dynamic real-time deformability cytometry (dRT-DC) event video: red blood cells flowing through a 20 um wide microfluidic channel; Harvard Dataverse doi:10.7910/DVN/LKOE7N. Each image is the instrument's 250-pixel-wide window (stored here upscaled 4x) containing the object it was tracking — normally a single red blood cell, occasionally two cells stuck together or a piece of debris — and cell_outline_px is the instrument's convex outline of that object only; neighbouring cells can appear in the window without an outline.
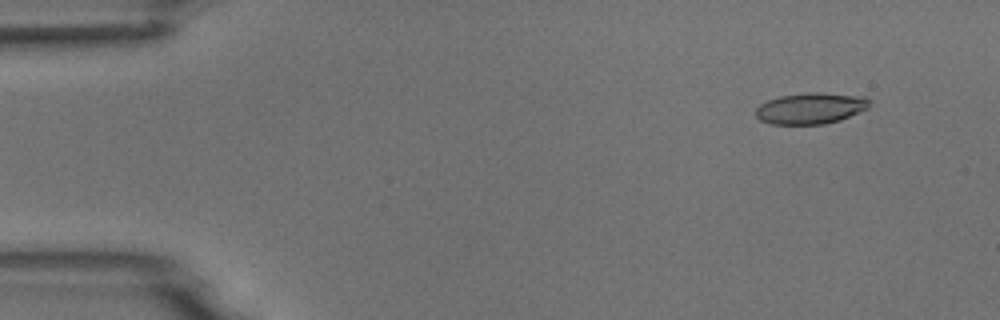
{"species": "common noctule bat (a hibernating species)", "species_latin": "Nyctalus noctula", "temperature_condition": "room temperature", "stored_images_in_passage": 5, "camera_frame_rate_fps": 3000, "um_per_image_px": 0.085, "animal": {"sex": "male", "body_mass_g": 18.8}, "frame": {"image": 1, "passage_image": 2, "time_ms": 1.0, "image_size_px": [1000, 320], "cell_outline_px": [[868, 108], [840, 120], [824, 124], [772, 124], [760, 120], [756, 116], [756, 108], [760, 104], [768, 100], [780, 96], [804, 92], [816, 92], [864, 96], [868, 100]], "centroid_in_image_um": [68.88, 9.2], "position_along_channel_um": 16.1, "area_um2": 20.58}}
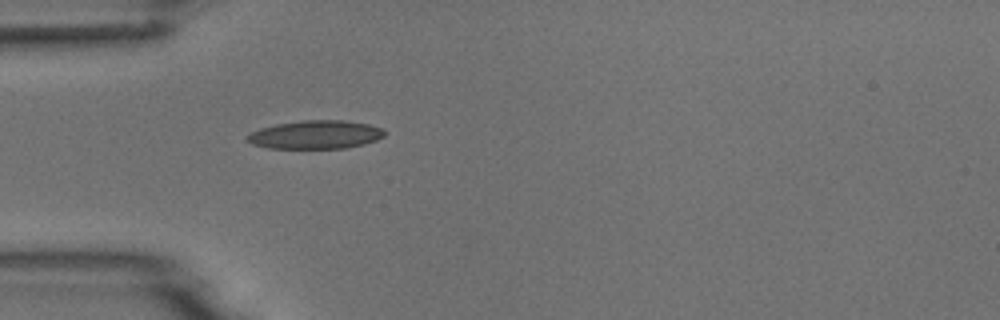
{"frame": {"image": 2, "passage_image": 5, "time_ms": 4.667, "image_size_px": [1000, 320], "cell_outline_px": [[384, 136], [376, 140], [364, 144], [344, 148], [268, 148], [252, 144], [244, 140], [244, 136], [260, 128], [276, 124], [300, 120], [344, 120], [368, 124], [384, 128]], "centroid_in_image_um": [26.79, 11.44], "position_along_channel_um": 58.2, "area_um2": 22.89}}